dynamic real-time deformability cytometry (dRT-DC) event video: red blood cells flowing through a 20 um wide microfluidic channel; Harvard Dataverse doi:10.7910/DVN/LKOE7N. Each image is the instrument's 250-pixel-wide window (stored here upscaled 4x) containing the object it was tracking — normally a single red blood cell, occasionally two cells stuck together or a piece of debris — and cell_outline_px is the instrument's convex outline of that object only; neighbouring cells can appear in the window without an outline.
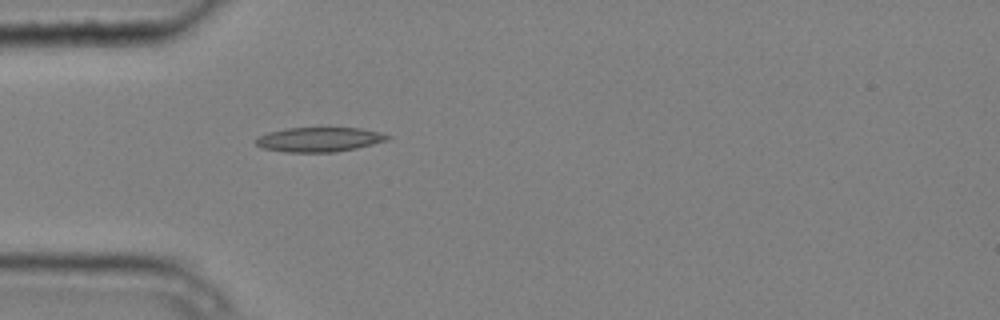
{"species": "common noctule bat (a hibernating species)", "species_latin": "Nyctalus noctula", "temperature_condition": "cold", "stored_images_in_passage": 4, "camera_frame_rate_fps": 3000, "um_per_image_px": 0.085, "animal": {"sex": "male", "body_mass_g": 20.4}, "frame": {"image": 1, "passage_image": 4, "time_ms": 1.0, "image_size_px": [1000, 320], "cell_outline_px": [[392, 136], [388, 140], [356, 148], [336, 152], [284, 152], [264, 148], [256, 144], [256, 140], [260, 136], [268, 132], [288, 128], [360, 128], [380, 132]], "centroid_in_image_um": [27.16, 11.86], "position_along_channel_um": 57.8, "area_um2": 18.67}}